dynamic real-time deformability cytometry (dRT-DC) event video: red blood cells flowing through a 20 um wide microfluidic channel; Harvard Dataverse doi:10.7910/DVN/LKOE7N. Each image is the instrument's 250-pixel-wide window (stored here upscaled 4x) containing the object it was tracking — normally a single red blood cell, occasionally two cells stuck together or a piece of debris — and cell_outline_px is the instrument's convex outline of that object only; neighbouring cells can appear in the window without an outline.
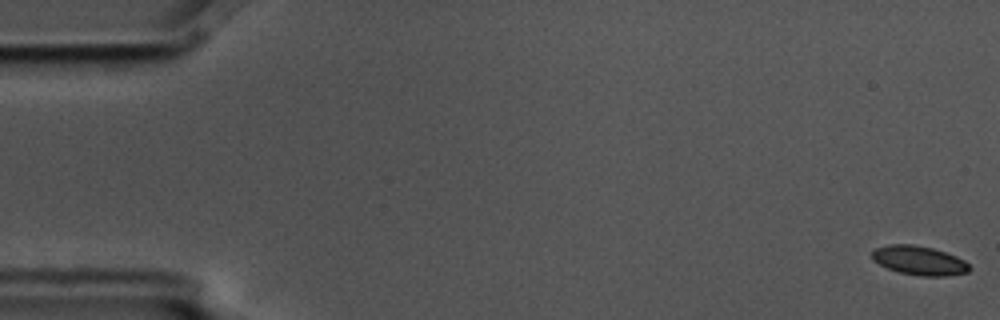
{"species": "common noctule bat (a hibernating species)", "species_latin": "Nyctalus noctula", "temperature_condition": "cold", "stored_images_in_passage": 8, "camera_frame_rate_fps": 3000, "um_per_image_px": 0.085, "animal": {"sex": "male", "body_mass_g": 17.5, "forearm_length_mm": 52.3}, "frame": {"image": 1, "passage_image": 1, "time_ms": 0.0, "image_size_px": [1000, 320], "cell_outline_px": [[972, 268], [968, 272], [948, 276], [920, 276], [900, 272], [888, 268], [872, 260], [872, 252], [876, 248], [888, 244], [912, 244], [932, 248], [956, 256], [964, 260]], "centroid_in_image_um": [78.14, 22.14], "position_along_channel_um": 6.9, "area_um2": 16.47}}
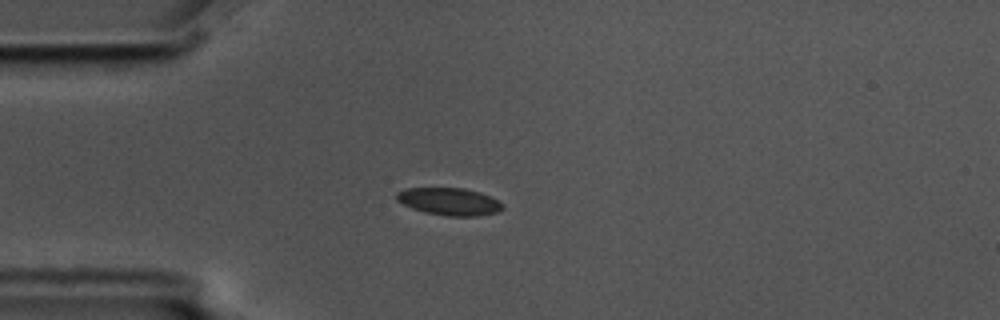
{"frame": {"image": 2, "passage_image": 5, "time_ms": 1.333, "image_size_px": [1000, 320], "cell_outline_px": [[504, 208], [496, 212], [476, 216], [444, 216], [424, 212], [412, 208], [396, 200], [396, 192], [408, 188], [464, 188], [480, 192], [504, 204]], "centroid_in_image_um": [38.17, 17.13], "position_along_channel_um": 46.8, "area_um2": 16.88}}